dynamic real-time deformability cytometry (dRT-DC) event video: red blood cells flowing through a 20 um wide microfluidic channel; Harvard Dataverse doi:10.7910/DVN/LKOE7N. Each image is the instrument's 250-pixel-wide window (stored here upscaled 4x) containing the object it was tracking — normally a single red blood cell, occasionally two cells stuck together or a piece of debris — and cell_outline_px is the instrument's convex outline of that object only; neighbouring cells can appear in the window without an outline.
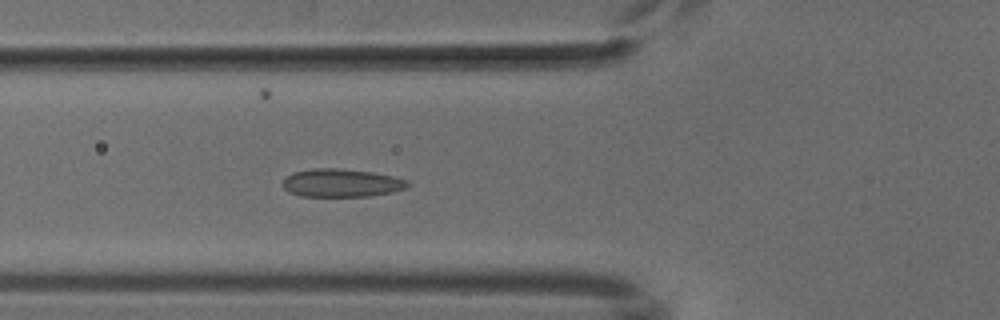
{"species": "common noctule bat (a hibernating species)", "species_latin": "Nyctalus noctula", "temperature_condition": "cold", "stored_images_in_passage": 45, "camera_frame_rate_fps": 3000, "um_per_image_px": 0.085, "animal": {"sex": "male", "body_mass_g": 18.8}, "frame": {"image": 1, "passage_image": 12, "time_ms": 3.667, "image_size_px": [1000, 320], "cell_outline_px": [[412, 184], [404, 188], [392, 192], [368, 196], [300, 196], [288, 192], [284, 188], [284, 180], [292, 172], [312, 168], [336, 168], [372, 172], [392, 176], [408, 180]], "centroid_in_image_um": [29.02, 15.54], "position_along_channel_um": 96.8, "area_um2": 20.4}}
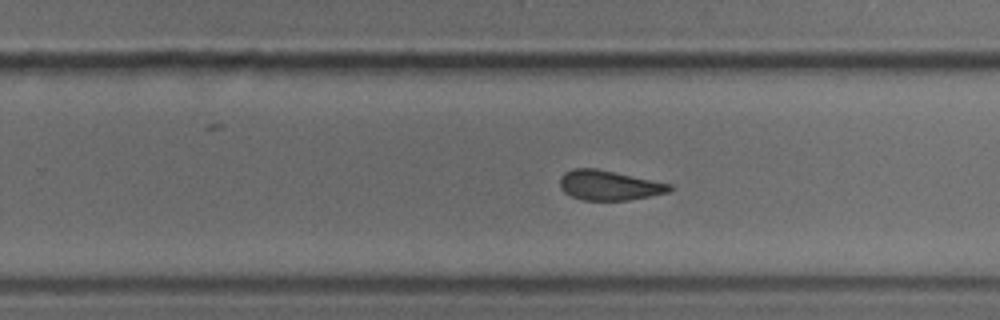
{"frame": {"image": 2, "passage_image": 26, "time_ms": 8.333, "image_size_px": [1000, 320], "cell_outline_px": [[672, 188], [668, 192], [628, 200], [580, 200], [564, 192], [560, 188], [560, 176], [564, 172], [572, 168], [596, 168], [672, 184]], "centroid_in_image_um": [51.72, 15.74], "position_along_channel_um": 278.1, "area_um2": 19.02}}
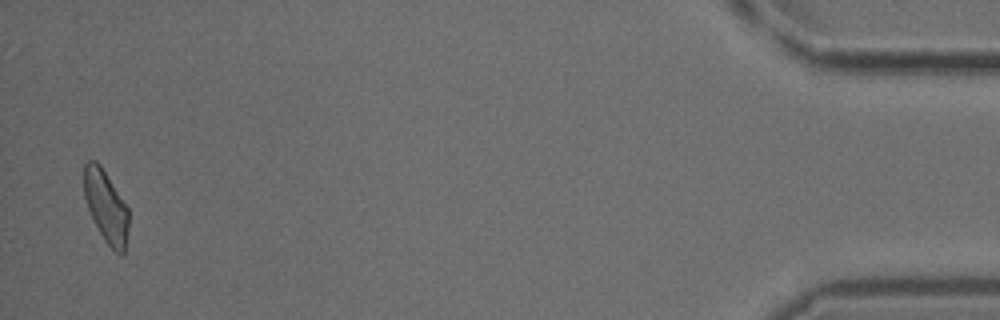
{"frame": {"image": 3, "passage_image": 44, "time_ms": 14.333, "image_size_px": [1000, 320], "cell_outline_px": [[128, 228], [124, 252], [120, 256], [104, 240], [88, 208], [84, 196], [84, 164], [88, 160], [96, 160], [100, 164], [128, 208]], "centroid_in_image_um": [9.0, 17.53], "position_along_channel_um": 426.2, "area_um2": 18.44}}